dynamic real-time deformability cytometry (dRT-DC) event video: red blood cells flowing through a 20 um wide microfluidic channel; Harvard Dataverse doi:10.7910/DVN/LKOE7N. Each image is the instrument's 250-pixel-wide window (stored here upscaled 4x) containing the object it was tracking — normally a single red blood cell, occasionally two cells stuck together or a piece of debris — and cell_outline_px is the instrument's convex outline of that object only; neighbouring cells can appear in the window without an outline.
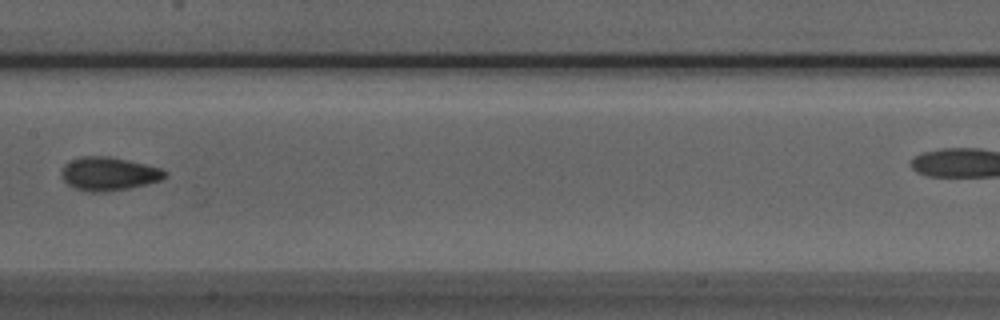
{"species": "Egyptian fruit bat (a non-hibernating species)", "species_latin": "Rousettus aegyptiacus", "temperature_condition": "room temperature", "stored_images_in_passage": 5, "segment_of_instrument_passage": [1, 2], "camera_frame_rate_fps": 3000, "um_per_image_px": 0.085, "animal": {"sex": "male"}, "frame": {"image": 1, "passage_image": 4, "time_ms": 1.0, "image_size_px": [1000, 320], "cell_outline_px": [[168, 176], [160, 180], [148, 184], [128, 188], [104, 192], [92, 192], [76, 188], [68, 184], [60, 176], [60, 172], [64, 164], [80, 156], [108, 156], [128, 160], [160, 168], [168, 172]], "centroid_in_image_um": [9.24, 14.77], "position_along_channel_um": 198.2, "area_um2": 20.17}}